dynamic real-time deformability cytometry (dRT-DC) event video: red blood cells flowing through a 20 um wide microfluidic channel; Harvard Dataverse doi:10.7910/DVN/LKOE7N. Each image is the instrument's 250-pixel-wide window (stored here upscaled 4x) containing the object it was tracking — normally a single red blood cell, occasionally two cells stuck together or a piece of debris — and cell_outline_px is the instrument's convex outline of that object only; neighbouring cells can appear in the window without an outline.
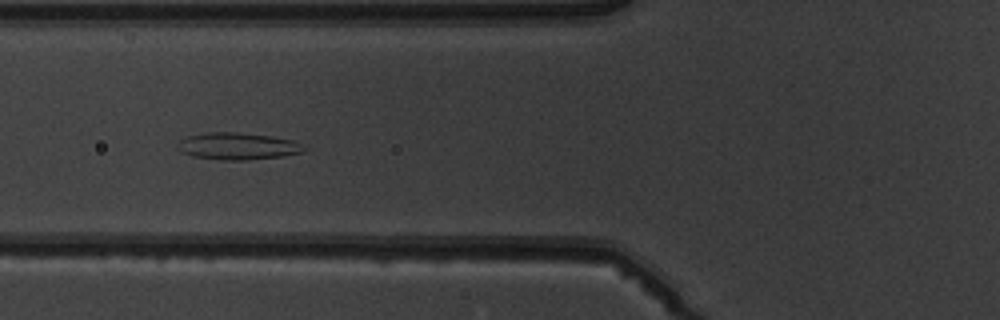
{"species": "common noctule bat (a hibernating species)", "species_latin": "Nyctalus noctula", "temperature_condition": "warm", "stored_images_in_passage": 8, "camera_frame_rate_fps": 3000, "um_per_image_px": 0.085, "animal": {"sex": "male", "body_mass_g": 19.5, "forearm_length_mm": 54.6}, "frame": {"image": 1, "passage_image": 6, "time_ms": 5.667, "image_size_px": [1000, 320], "cell_outline_px": [[308, 148], [304, 152], [280, 156], [248, 160], [224, 160], [192, 156], [180, 152], [176, 148], [176, 144], [180, 140], [188, 136], [204, 132], [236, 132], [272, 136], [292, 140]], "centroid_in_image_um": [20.17, 12.42], "position_along_channel_um": 105.6, "area_um2": 20.0}}
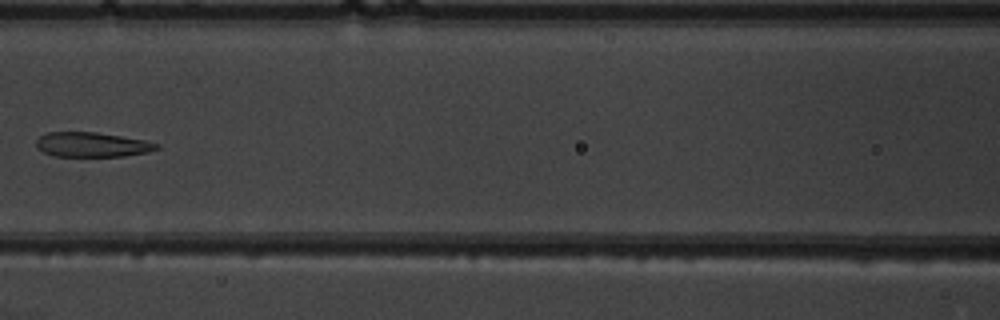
{"frame": {"image": 2, "passage_image": 7, "time_ms": 7.0, "image_size_px": [1000, 320], "cell_outline_px": [[160, 148], [148, 152], [124, 156], [56, 156], [44, 152], [36, 148], [36, 140], [40, 136], [48, 132], [96, 132], [144, 140], [160, 144]], "centroid_in_image_um": [7.82, 12.29], "position_along_channel_um": 158.8, "area_um2": 17.28}}
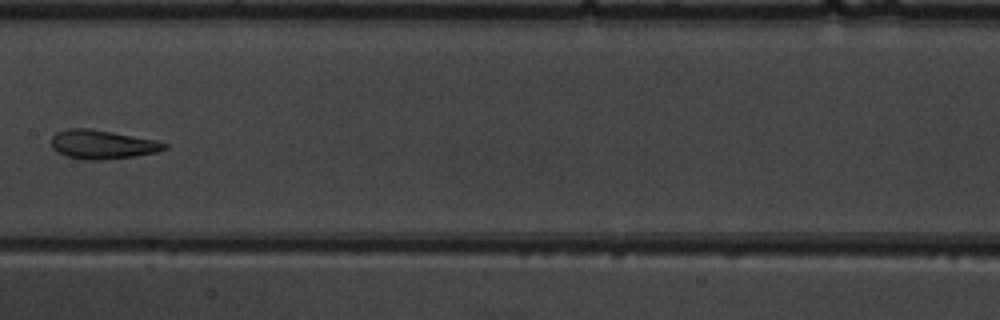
{"frame": {"image": 3, "passage_image": 8, "time_ms": 8.0, "image_size_px": [1000, 320], "cell_outline_px": [[168, 148], [156, 152], [132, 156], [104, 160], [84, 160], [64, 156], [56, 152], [52, 148], [52, 136], [56, 132], [68, 128], [88, 128], [112, 132], [156, 140], [168, 144]], "centroid_in_image_um": [8.66, 12.28], "position_along_channel_um": 198.7, "area_um2": 19.13}}